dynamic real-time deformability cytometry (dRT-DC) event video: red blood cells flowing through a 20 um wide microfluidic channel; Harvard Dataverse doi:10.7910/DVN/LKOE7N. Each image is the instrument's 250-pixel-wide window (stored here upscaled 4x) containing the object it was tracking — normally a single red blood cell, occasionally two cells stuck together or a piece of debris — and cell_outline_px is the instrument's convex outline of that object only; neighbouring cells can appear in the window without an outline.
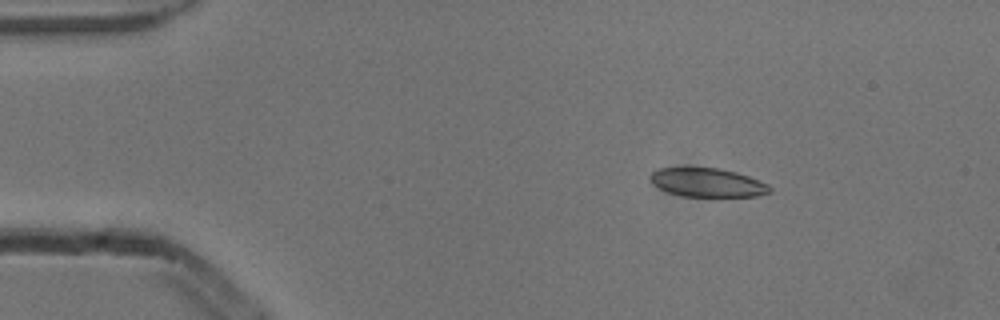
{"species": "common noctule bat (a hibernating species)", "species_latin": "Nyctalus noctula", "temperature_condition": "cold", "stored_images_in_passage": 3, "camera_frame_rate_fps": 3000, "um_per_image_px": 0.085, "animal": {"sex": "male", "body_mass_g": 13.3}, "frame": {"image": 1, "passage_image": 1, "time_ms": 0.0, "image_size_px": [1000, 320], "cell_outline_px": [[772, 192], [756, 196], [684, 196], [668, 192], [660, 188], [648, 176], [652, 172], [660, 168], [720, 168], [736, 172], [748, 176], [768, 184], [772, 188]], "centroid_in_image_um": [60.17, 15.51], "position_along_channel_um": 24.8, "area_um2": 19.77}}